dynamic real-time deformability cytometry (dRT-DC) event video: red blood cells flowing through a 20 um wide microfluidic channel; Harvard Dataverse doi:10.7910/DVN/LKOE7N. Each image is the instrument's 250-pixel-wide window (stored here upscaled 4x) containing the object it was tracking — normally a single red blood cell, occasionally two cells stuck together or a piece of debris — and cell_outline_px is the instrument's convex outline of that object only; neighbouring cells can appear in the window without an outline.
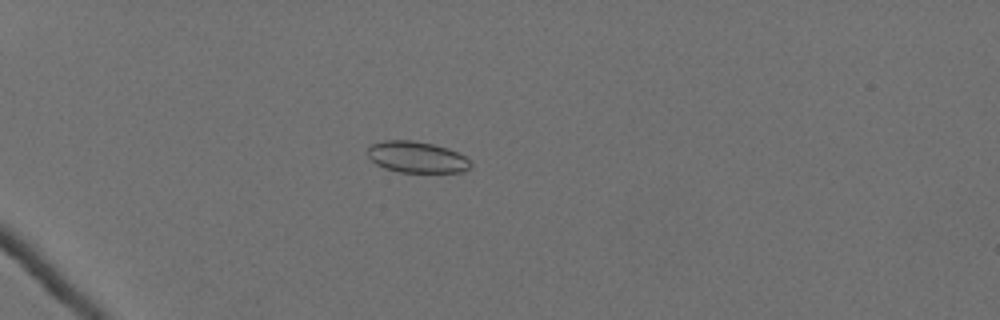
{"species": "Egyptian fruit bat (a non-hibernating species)", "species_latin": "Rousettus aegyptiacus", "temperature_condition": "cold", "stored_images_in_passage": 56, "camera_frame_rate_fps": 3000, "um_per_image_px": 0.085, "animal": {"sex": "female"}, "frame": {"image": 1, "passage_image": 15, "time_ms": 4.667, "image_size_px": [1000, 320], "cell_outline_px": [[472, 164], [464, 172], [400, 172], [384, 168], [376, 164], [368, 156], [368, 148], [372, 144], [384, 140], [412, 140], [432, 144], [448, 148], [464, 156]], "centroid_in_image_um": [35.41, 13.35], "position_along_channel_um": 49.6, "area_um2": 18.67}}
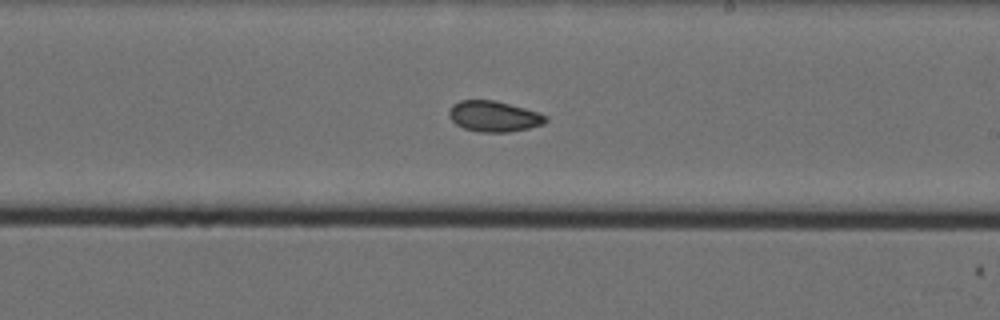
{"frame": {"image": 2, "passage_image": 35, "time_ms": 11.333, "image_size_px": [1000, 320], "cell_outline_px": [[548, 120], [544, 124], [528, 128], [508, 132], [480, 132], [464, 128], [456, 124], [448, 116], [448, 108], [452, 104], [460, 100], [496, 100], [524, 108], [548, 116]], "centroid_in_image_um": [41.95, 9.88], "position_along_channel_um": 247.0, "area_um2": 17.4}}
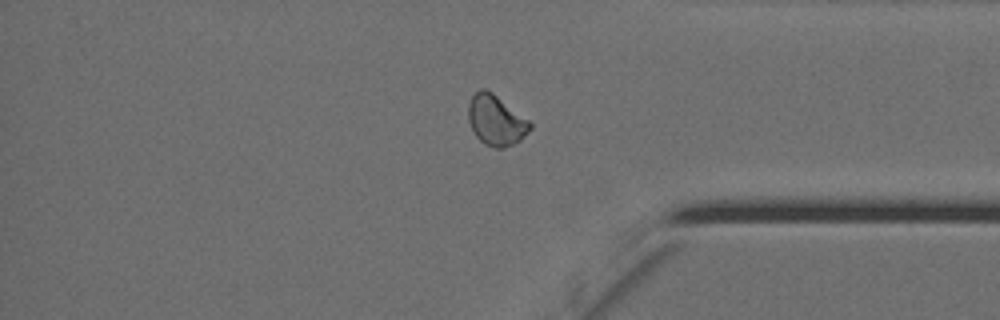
{"frame": {"image": 3, "passage_image": 48, "time_ms": 15.667, "image_size_px": [1000, 320], "cell_outline_px": [[532, 128], [520, 140], [504, 148], [496, 148], [484, 144], [476, 136], [468, 120], [468, 104], [472, 96], [480, 88], [484, 88], [492, 92], [528, 120], [532, 124]], "centroid_in_image_um": [42.14, 10.22], "position_along_channel_um": 393.1, "area_um2": 17.92}, "authors_computed_cell_mechanics": {"area_um2": 17.8024, "velocity_mm_per_s": 3.5232, "shape_relaxation_time_tau1_ms": null, "shape_relaxation_time_tau2_ms": 4.7195, "deformation_change_tau1": null, "deformation_change_tau2": 0.0676}}